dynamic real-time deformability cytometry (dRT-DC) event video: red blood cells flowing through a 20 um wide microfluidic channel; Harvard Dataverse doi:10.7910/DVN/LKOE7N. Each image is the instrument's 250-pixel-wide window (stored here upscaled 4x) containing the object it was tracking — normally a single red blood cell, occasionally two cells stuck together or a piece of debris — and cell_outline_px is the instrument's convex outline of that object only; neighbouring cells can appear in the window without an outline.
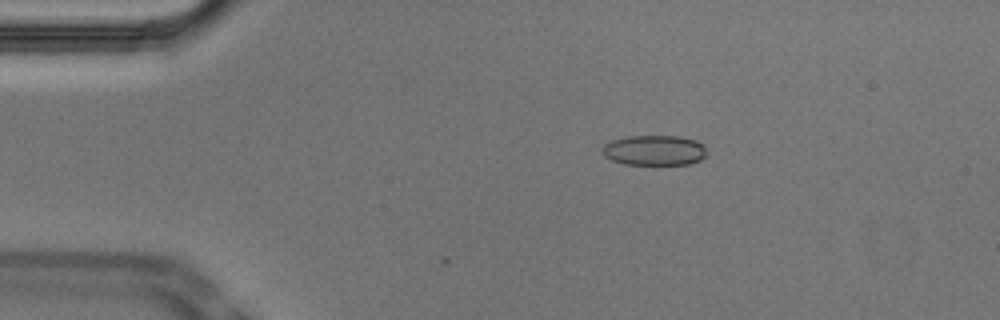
{"species": "Egyptian fruit bat (a non-hibernating species)", "species_latin": "Rousettus aegyptiacus", "temperature_condition": "cold", "stored_images_in_passage": 3, "camera_frame_rate_fps": 3000, "um_per_image_px": 0.085, "animal": {"sex": "male"}, "frame": {"image": 1, "passage_image": 1, "time_ms": 0.0, "image_size_px": [1000, 320], "cell_outline_px": [[704, 156], [700, 160], [688, 164], [624, 164], [612, 160], [604, 156], [604, 144], [612, 140], [628, 136], [680, 136], [696, 140], [704, 144]], "centroid_in_image_um": [55.62, 12.77], "position_along_channel_um": 29.4, "area_um2": 18.21}}